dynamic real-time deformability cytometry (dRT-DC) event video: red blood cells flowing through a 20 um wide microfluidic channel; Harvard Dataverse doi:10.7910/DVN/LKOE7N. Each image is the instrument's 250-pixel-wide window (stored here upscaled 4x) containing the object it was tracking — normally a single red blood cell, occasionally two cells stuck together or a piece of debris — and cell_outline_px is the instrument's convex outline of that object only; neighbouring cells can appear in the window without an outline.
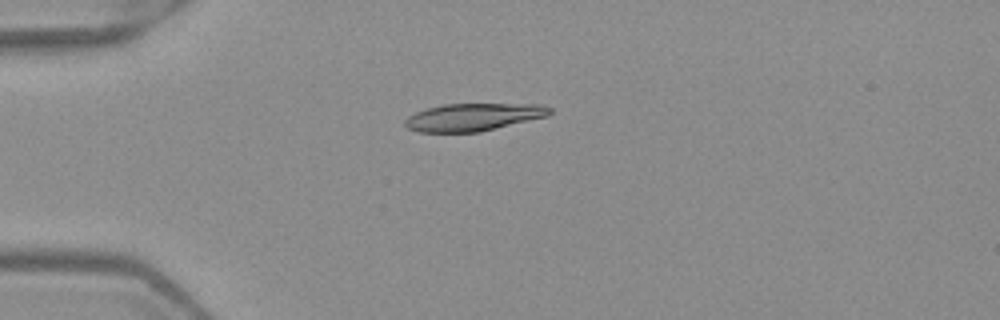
{"species": "Egyptian fruit bat (a non-hibernating species)", "species_latin": "Rousettus aegyptiacus", "temperature_condition": "warm", "stored_images_in_passage": 6, "camera_frame_rate_fps": 3000, "um_per_image_px": 0.085, "frame": {"image": 1, "passage_image": 4, "time_ms": 1.0, "image_size_px": [1000, 320], "cell_outline_px": [[552, 112], [548, 116], [480, 132], [420, 132], [408, 128], [404, 124], [404, 120], [408, 116], [416, 112], [428, 108], [444, 104], [544, 104], [552, 108]], "centroid_in_image_um": [40.26, 9.95], "position_along_channel_um": 44.7, "area_um2": 23.29}}
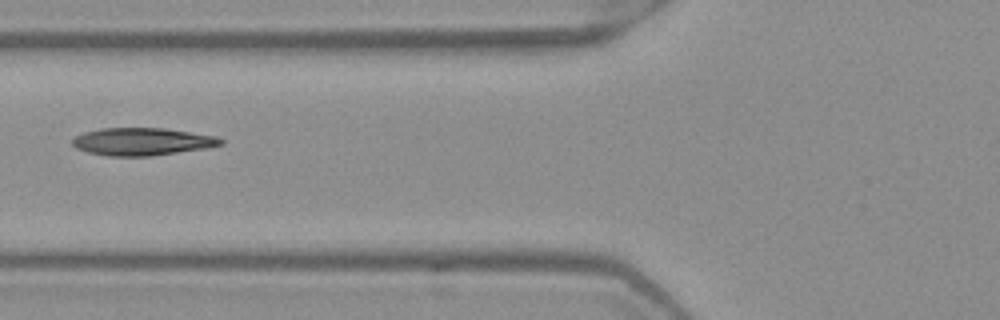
{"frame": {"image": 2, "passage_image": 6, "time_ms": 1.667, "image_size_px": [1000, 320], "cell_outline_px": [[224, 144], [208, 148], [152, 156], [108, 156], [88, 152], [76, 148], [72, 144], [72, 140], [76, 136], [84, 132], [100, 128], [164, 128], [216, 136], [224, 140]], "centroid_in_image_um": [12.1, 12.04], "position_along_channel_um": 113.7, "area_um2": 23.93}}